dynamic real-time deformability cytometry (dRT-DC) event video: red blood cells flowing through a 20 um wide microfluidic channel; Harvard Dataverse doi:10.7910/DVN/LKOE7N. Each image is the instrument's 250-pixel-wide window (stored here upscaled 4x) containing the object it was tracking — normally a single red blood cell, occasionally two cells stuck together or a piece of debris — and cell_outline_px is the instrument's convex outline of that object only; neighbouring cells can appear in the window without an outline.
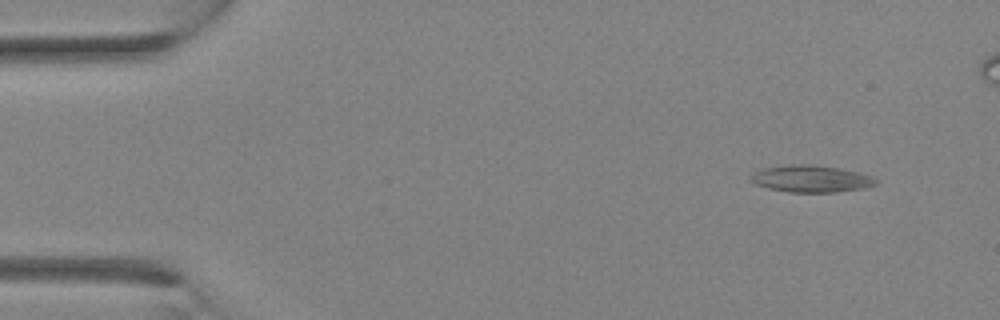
{"species": "Egyptian fruit bat (a non-hibernating species)", "species_latin": "Rousettus aegyptiacus", "temperature_condition": "room temperature", "stored_images_in_passage": 3, "camera_frame_rate_fps": 3000, "um_per_image_px": 0.085, "animal": {"sex": "female"}, "frame": {"image": 1, "passage_image": 1, "time_ms": 0.0, "image_size_px": [1000, 320], "cell_outline_px": [[880, 180], [876, 184], [864, 188], [836, 192], [788, 192], [768, 188], [756, 184], [748, 180], [752, 172], [764, 168], [792, 164], [808, 164], [836, 168], [856, 172], [872, 176]], "centroid_in_image_um": [68.91, 15.2], "position_along_channel_um": 16.1, "area_um2": 19.59}}